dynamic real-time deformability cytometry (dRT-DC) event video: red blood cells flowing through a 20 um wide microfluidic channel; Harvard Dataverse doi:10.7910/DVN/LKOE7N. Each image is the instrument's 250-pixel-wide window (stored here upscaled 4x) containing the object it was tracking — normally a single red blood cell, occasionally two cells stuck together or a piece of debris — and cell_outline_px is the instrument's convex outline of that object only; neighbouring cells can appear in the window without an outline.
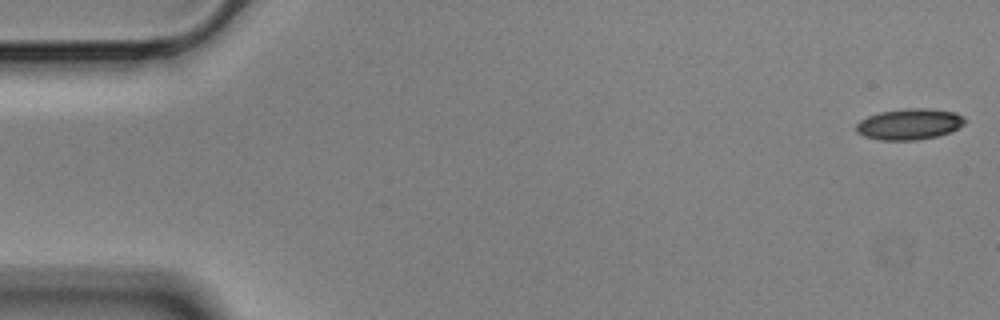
{"species": "Egyptian fruit bat (a non-hibernating species)", "species_latin": "Rousettus aegyptiacus", "temperature_condition": "cold", "stored_images_in_passage": 9, "camera_frame_rate_fps": 3000, "um_per_image_px": 0.085, "animal": {"sex": "male"}, "frame": {"image": 1, "passage_image": 1, "time_ms": 0.0, "image_size_px": [1000, 320], "cell_outline_px": [[964, 124], [948, 132], [936, 136], [916, 140], [880, 140], [864, 136], [856, 132], [856, 124], [860, 120], [868, 116], [880, 112], [908, 108], [928, 108], [956, 112], [964, 116]], "centroid_in_image_um": [77.27, 10.54], "position_along_channel_um": 7.7, "area_um2": 19.54}}